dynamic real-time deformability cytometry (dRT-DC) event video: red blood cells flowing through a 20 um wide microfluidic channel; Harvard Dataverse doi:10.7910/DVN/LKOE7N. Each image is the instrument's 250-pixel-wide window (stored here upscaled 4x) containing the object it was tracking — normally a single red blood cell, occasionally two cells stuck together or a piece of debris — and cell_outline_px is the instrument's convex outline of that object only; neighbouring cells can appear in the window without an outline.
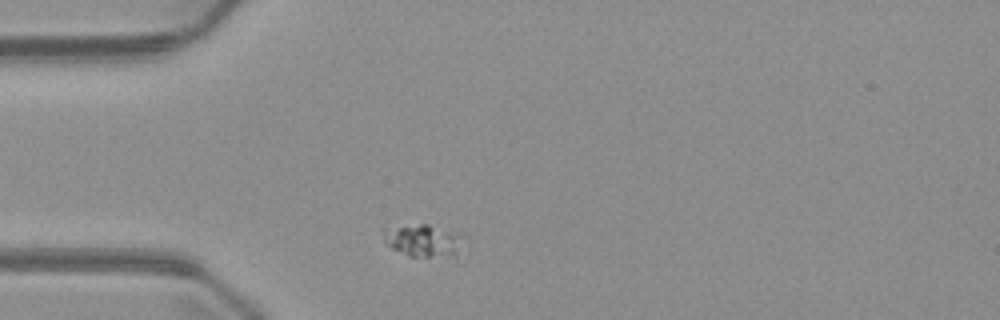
{"species": "common noctule bat (a hibernating species)", "species_latin": "Nyctalus noctula", "temperature_condition": "warm", "stored_images_in_passage": 2, "camera_frame_rate_fps": 3000, "um_per_image_px": 0.085, "animal": {"sex": "male", "body_mass_g": 23.1, "forearm_length_mm": 52.7}, "frame": {"image": 1, "passage_image": 1, "time_ms": 0.0, "image_size_px": [1000, 320], "cell_outline_px": [[456, 256], [408, 256], [392, 248], [384, 240], [380, 232], [380, 228], [420, 224], [428, 224], [456, 232]], "centroid_in_image_um": [35.78, 20.42], "position_along_channel_um": 49.2, "area_um2": 14.45}}